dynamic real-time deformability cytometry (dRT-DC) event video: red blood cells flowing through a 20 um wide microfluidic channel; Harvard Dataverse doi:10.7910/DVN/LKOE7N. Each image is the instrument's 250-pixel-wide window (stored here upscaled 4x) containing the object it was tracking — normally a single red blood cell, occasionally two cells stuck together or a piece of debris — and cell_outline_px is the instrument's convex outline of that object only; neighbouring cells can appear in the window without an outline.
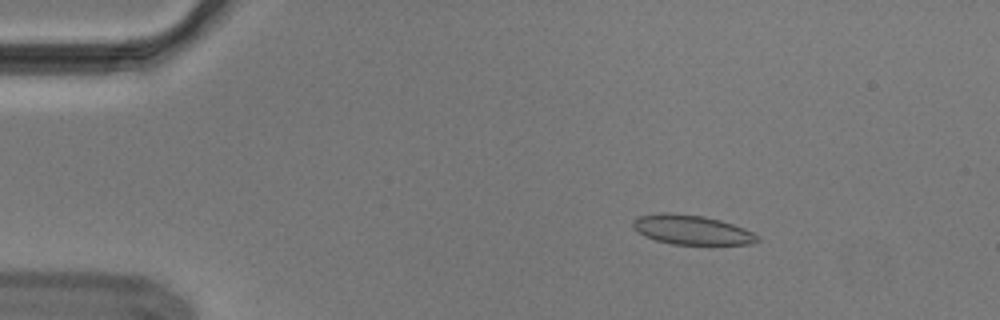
{"species": "Egyptian fruit bat (a non-hibernating species)", "species_latin": "Rousettus aegyptiacus", "temperature_condition": "cold", "stored_images_in_passage": 55, "camera_frame_rate_fps": 3000, "um_per_image_px": 0.085, "animal": {"sex": "male"}, "frame": {"image": 1, "passage_image": 9, "time_ms": 2.667, "image_size_px": [1000, 320], "cell_outline_px": [[760, 240], [752, 244], [672, 244], [656, 240], [644, 236], [632, 228], [632, 220], [640, 216], [664, 212], [668, 212], [704, 216], [720, 220], [744, 228], [752, 232]], "centroid_in_image_um": [58.76, 19.53], "position_along_channel_um": 26.2, "area_um2": 21.27}}
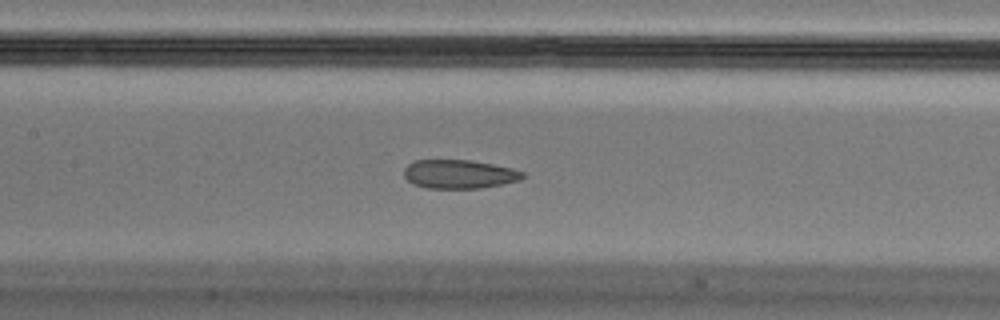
{"frame": {"image": 2, "passage_image": 26, "time_ms": 8.333, "image_size_px": [1000, 320], "cell_outline_px": [[528, 176], [520, 180], [504, 184], [480, 188], [428, 188], [412, 184], [404, 176], [404, 168], [408, 164], [416, 160], [472, 160], [512, 168], [524, 172]], "centroid_in_image_um": [39.06, 14.8], "position_along_channel_um": 168.3, "area_um2": 20.06}}
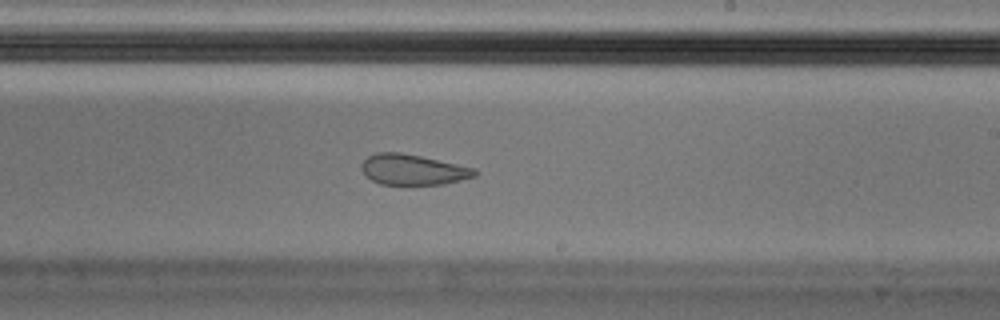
{"frame": {"image": 3, "passage_image": 33, "time_ms": 10.667, "image_size_px": [1000, 320], "cell_outline_px": [[480, 172], [476, 176], [444, 184], [380, 184], [372, 180], [360, 168], [364, 160], [368, 156], [376, 152], [400, 152], [420, 156], [476, 168]], "centroid_in_image_um": [35.13, 14.41], "position_along_channel_um": 253.9, "area_um2": 20.06}, "authors_computed_cell_mechanics": {"area_um2": 21.5594, "velocity_mm_per_s": 3.6771, "shape_relaxation_time_tau1_ms": null, "shape_relaxation_time_tau2_ms": 1.2759, "deformation_change_tau1": null, "deformation_change_tau2": 0.0596}}